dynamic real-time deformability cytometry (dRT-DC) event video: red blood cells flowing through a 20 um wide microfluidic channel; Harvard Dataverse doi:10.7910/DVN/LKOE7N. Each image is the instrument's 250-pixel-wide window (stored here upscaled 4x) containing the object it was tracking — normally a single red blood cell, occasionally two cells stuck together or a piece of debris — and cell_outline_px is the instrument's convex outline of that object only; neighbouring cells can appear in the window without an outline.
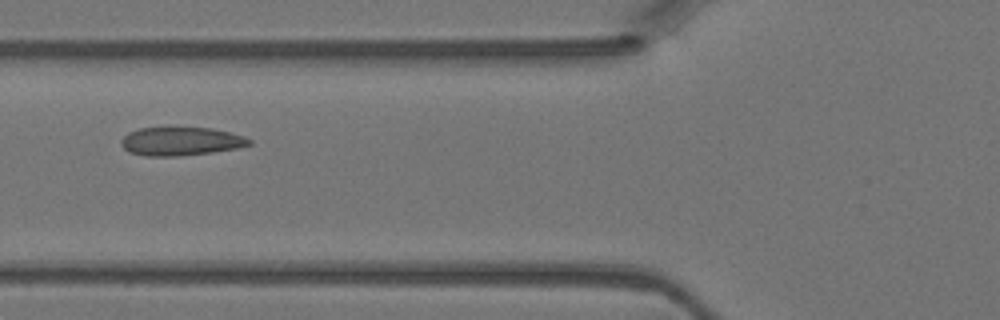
{"species": "Egyptian fruit bat (a non-hibernating species)", "species_latin": "Rousettus aegyptiacus", "temperature_condition": "warm", "stored_images_in_passage": 5, "camera_frame_rate_fps": 3000, "um_per_image_px": 0.085, "animal": {"sex": "female"}, "frame": {"image": 1, "passage_image": 5, "time_ms": 1.333, "image_size_px": [1000, 320], "cell_outline_px": [[252, 144], [236, 148], [212, 152], [180, 156], [144, 156], [128, 152], [120, 144], [120, 140], [128, 132], [140, 128], [168, 124], [212, 128], [244, 136], [252, 140]], "centroid_in_image_um": [15.32, 11.96], "position_along_channel_um": 110.5, "area_um2": 22.25}}